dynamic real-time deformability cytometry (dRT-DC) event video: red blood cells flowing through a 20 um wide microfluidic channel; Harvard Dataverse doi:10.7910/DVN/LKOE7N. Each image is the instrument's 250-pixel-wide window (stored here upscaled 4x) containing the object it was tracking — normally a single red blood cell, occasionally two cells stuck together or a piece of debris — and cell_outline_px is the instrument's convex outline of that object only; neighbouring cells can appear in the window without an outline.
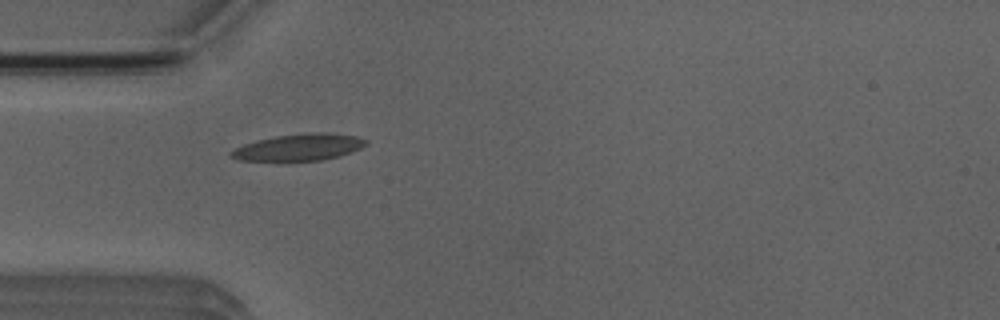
{"species": "Egyptian fruit bat (a non-hibernating species)", "species_latin": "Rousettus aegyptiacus", "temperature_condition": "room temperature", "stored_images_in_passage": 7, "camera_frame_rate_fps": 3000, "um_per_image_px": 0.085, "animal": {"sex": "male"}, "frame": {"image": 1, "passage_image": 5, "time_ms": 4.667, "image_size_px": [1000, 320], "cell_outline_px": [[368, 144], [360, 148], [340, 156], [320, 160], [240, 160], [228, 156], [228, 152], [244, 144], [256, 140], [276, 136], [312, 132], [328, 132], [356, 136], [368, 140]], "centroid_in_image_um": [25.43, 12.5], "position_along_channel_um": 59.6, "area_um2": 20.87}}